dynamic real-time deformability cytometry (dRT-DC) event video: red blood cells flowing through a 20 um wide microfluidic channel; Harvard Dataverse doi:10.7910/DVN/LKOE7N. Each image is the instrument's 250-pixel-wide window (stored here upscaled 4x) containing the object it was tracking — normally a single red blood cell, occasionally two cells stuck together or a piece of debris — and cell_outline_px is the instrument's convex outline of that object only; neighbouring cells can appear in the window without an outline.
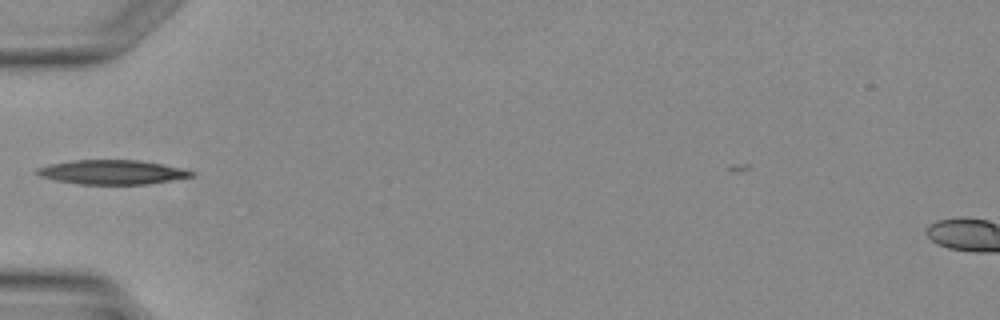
{"species": "Egyptian fruit bat (a non-hibernating species)", "species_latin": "Rousettus aegyptiacus", "temperature_condition": "warm", "stored_images_in_passage": 2, "camera_frame_rate_fps": 3000, "um_per_image_px": 0.085, "animal": {"sex": "female"}, "frame": {"image": 1, "passage_image": 2, "time_ms": 1.0, "image_size_px": [1000, 320], "cell_outline_px": [[196, 176], [144, 184], [76, 184], [56, 180], [40, 176], [36, 172], [36, 168], [52, 164], [76, 160], [140, 160], [180, 168], [196, 172]], "centroid_in_image_um": [9.54, 14.63], "position_along_channel_um": 75.5, "area_um2": 21.62}}